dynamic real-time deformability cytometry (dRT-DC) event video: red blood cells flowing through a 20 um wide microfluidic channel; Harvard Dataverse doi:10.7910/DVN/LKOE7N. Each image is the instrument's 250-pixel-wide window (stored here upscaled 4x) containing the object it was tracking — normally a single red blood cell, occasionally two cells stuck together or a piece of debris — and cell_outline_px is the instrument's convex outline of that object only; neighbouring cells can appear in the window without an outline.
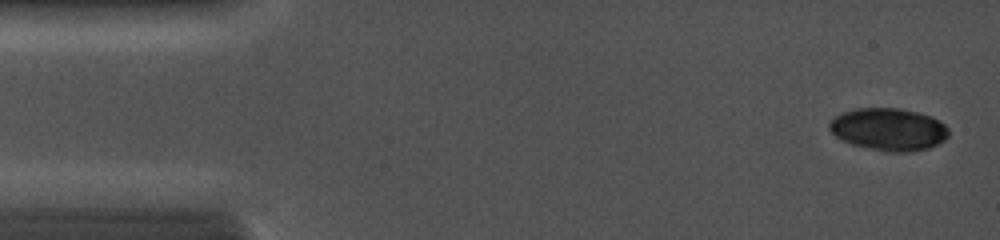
{"species": "common noctule bat (a hibernating species)", "species_latin": "Nyctalus noctula", "temperature_condition": "cold", "stored_images_in_passage": 9, "camera_frame_rate_fps": 5000, "um_per_image_px": 0.085, "animal": {"sex": "female", "body_mass_g": 19.0, "forearm_length_mm": 56.7}, "frame": {"image": 1, "passage_image": 2, "time_ms": 0.4, "image_size_px": [1000, 240], "cell_outline_px": [[948, 136], [944, 140], [928, 148], [908, 152], [888, 152], [852, 144], [836, 136], [828, 128], [828, 124], [840, 112], [856, 108], [896, 108], [916, 112], [932, 116], [944, 124], [948, 128]], "centroid_in_image_um": [75.53, 10.98], "position_along_channel_um": 9.5, "area_um2": 29.3}}